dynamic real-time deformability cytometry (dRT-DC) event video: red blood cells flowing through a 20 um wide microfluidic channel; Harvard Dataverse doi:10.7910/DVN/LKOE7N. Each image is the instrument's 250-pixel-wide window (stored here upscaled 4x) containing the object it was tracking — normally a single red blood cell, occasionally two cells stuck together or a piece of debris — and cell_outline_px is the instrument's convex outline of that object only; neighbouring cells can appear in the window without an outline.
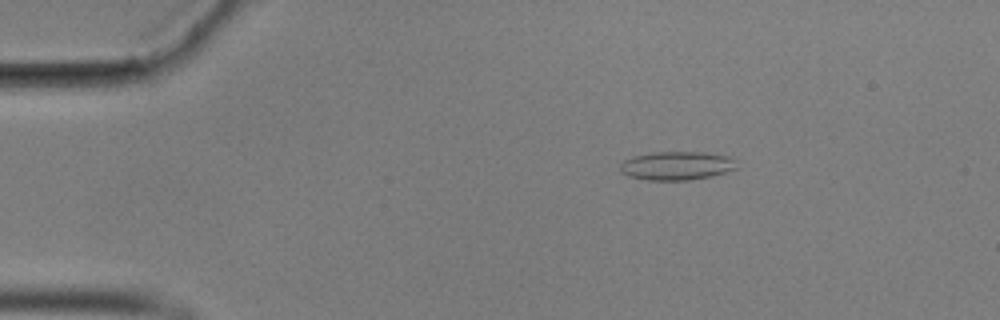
{"species": "common noctule bat (a hibernating species)", "species_latin": "Nyctalus noctula", "temperature_condition": "cold", "stored_images_in_passage": 48, "camera_frame_rate_fps": 3000, "um_per_image_px": 0.085, "animal": {"sex": "male", "body_mass_g": 17.9}, "frame": {"image": 1, "passage_image": 1, "time_ms": 0.0, "image_size_px": [1000, 320], "cell_outline_px": [[736, 168], [712, 176], [688, 180], [648, 180], [628, 176], [620, 172], [620, 164], [624, 160], [632, 156], [652, 152], [704, 152], [736, 156]], "centroid_in_image_um": [57.54, 14.07], "position_along_channel_um": 27.5, "area_um2": 19.71}}
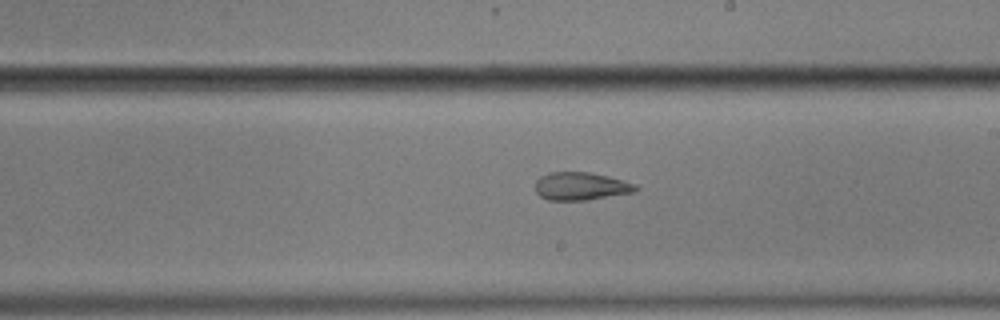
{"frame": {"image": 2, "passage_image": 24, "time_ms": 7.667, "image_size_px": [1000, 320], "cell_outline_px": [[640, 188], [636, 192], [588, 200], [548, 200], [540, 196], [536, 192], [536, 180], [540, 176], [548, 172], [588, 172], [608, 176], [636, 184]], "centroid_in_image_um": [49.39, 15.83], "position_along_channel_um": 239.6, "area_um2": 16.47}}
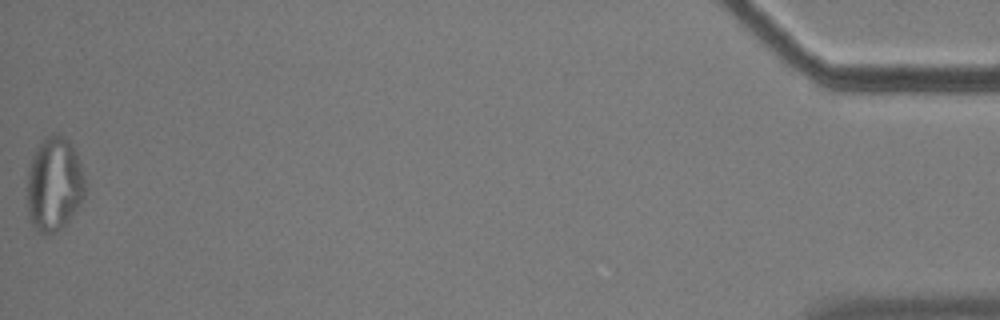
{"frame": {"image": 3, "passage_image": 48, "time_ms": 15.667, "image_size_px": [1000, 320], "cell_outline_px": [[88, 188], [84, 200], [68, 224], [56, 232], [44, 236], [36, 232], [28, 220], [28, 164], [40, 140], [44, 136], [56, 132], [64, 136], [72, 144], [76, 152], [88, 184]], "centroid_in_image_um": [4.64, 15.69], "position_along_channel_um": 430.6, "area_um2": 33.29}, "authors_computed_cell_mechanics": {"area_um2": 17.7157, "velocity_mm_per_s": 3.5453, "shape_relaxation_time_tau1_ms": null, "shape_relaxation_time_tau2_ms": 3.0026, "deformation_change_tau1": null, "deformation_change_tau2": 0.1107}}